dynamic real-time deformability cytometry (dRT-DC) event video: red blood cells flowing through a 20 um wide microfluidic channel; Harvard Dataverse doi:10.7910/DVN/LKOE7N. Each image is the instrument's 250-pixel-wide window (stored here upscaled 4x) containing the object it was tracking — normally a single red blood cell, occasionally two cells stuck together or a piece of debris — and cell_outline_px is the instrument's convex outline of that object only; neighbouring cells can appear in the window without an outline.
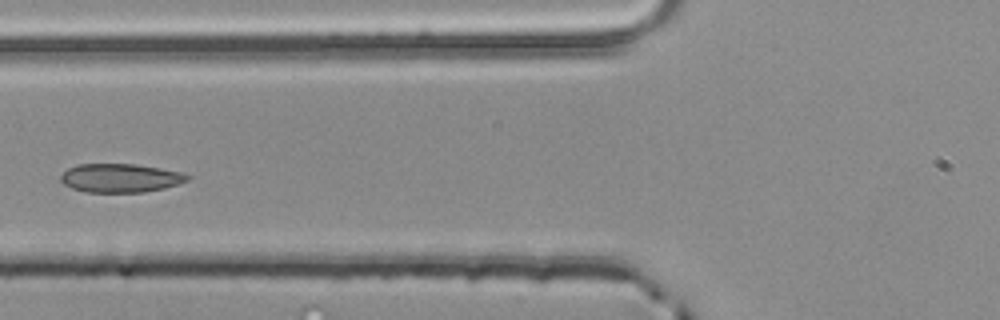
{"species": "common noctule bat (a hibernating species)", "species_latin": "Nyctalus noctula", "temperature_condition": "room temperature", "stored_images_in_passage": 4, "camera_frame_rate_fps": 3000, "um_per_image_px": 0.085, "animal": {"sex": "male", "body_mass_g": 20.4}, "frame": {"image": 1, "passage_image": 4, "time_ms": 1.0, "image_size_px": [1000, 320], "cell_outline_px": [[192, 176], [188, 180], [164, 188], [144, 192], [88, 192], [72, 188], [64, 184], [60, 180], [60, 176], [68, 168], [76, 164], [136, 164], [184, 172]], "centroid_in_image_um": [10.25, 15.12], "position_along_channel_um": 115.6, "area_um2": 21.21}}